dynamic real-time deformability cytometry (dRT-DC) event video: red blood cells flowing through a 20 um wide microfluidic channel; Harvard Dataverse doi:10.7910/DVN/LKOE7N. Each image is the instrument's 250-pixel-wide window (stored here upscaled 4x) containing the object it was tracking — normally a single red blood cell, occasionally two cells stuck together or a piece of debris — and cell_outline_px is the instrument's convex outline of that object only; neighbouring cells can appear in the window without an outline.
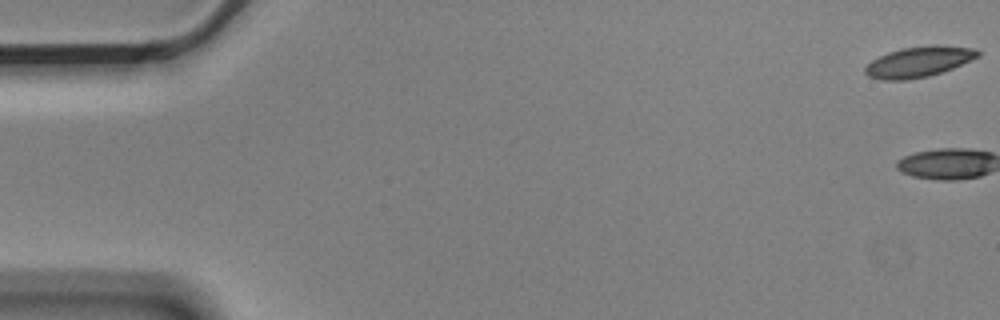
{"species": "Egyptian fruit bat (a non-hibernating species)", "species_latin": "Rousettus aegyptiacus", "temperature_condition": "cold", "stored_images_in_passage": 6, "camera_frame_rate_fps": 3000, "um_per_image_px": 0.085, "animal": {"sex": "male"}, "frame": {"image": 1, "passage_image": 1, "time_ms": 0.0, "image_size_px": [1000, 320], "cell_outline_px": [[980, 56], [952, 68], [928, 76], [908, 80], [884, 80], [868, 76], [864, 72], [864, 68], [872, 60], [888, 52], [900, 48], [932, 44], [936, 44], [976, 48], [980, 52]], "centroid_in_image_um": [78.1, 5.23], "position_along_channel_um": 6.9, "area_um2": 20.17}}